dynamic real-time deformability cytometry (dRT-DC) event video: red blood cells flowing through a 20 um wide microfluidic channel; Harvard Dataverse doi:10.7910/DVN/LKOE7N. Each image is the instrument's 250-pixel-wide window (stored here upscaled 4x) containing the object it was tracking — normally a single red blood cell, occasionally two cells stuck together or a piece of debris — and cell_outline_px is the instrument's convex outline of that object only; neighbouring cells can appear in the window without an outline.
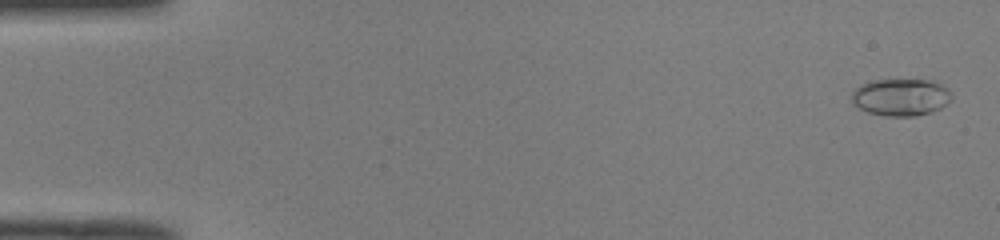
{"species": "common noctule bat (a hibernating species)", "species_latin": "Nyctalus noctula", "temperature_condition": "room temperature", "stored_images_in_passage": 51, "camera_frame_rate_fps": 3000, "um_per_image_px": 0.085, "animal": {"sex": "male", "body_mass_g": 19.0, "forearm_length_mm": 50.8}, "frame": {"image": 1, "passage_image": 2, "time_ms": 0.333, "image_size_px": [1000, 240], "cell_outline_px": [[948, 100], [940, 108], [932, 112], [916, 116], [884, 116], [868, 112], [860, 108], [852, 100], [852, 92], [856, 88], [872, 80], [928, 80], [940, 84], [948, 88]], "centroid_in_image_um": [76.54, 8.27], "position_along_channel_um": 8.5, "area_um2": 21.15}}
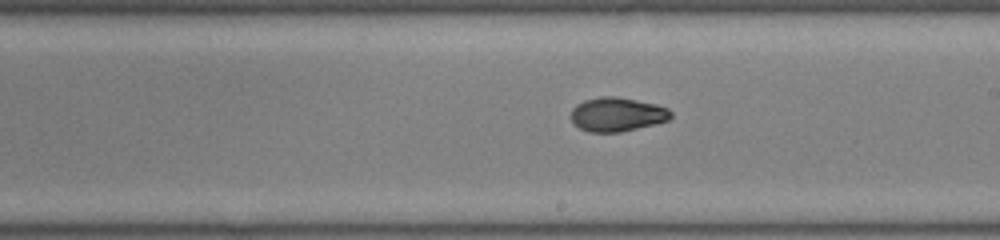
{"frame": {"image": 2, "passage_image": 30, "time_ms": 9.667, "image_size_px": [1000, 240], "cell_outline_px": [[672, 116], [668, 120], [656, 124], [620, 132], [588, 132], [572, 124], [572, 108], [576, 104], [584, 100], [600, 96], [616, 96], [656, 104], [668, 108], [672, 112]], "centroid_in_image_um": [52.45, 9.72], "position_along_channel_um": 236.6, "area_um2": 19.94}}
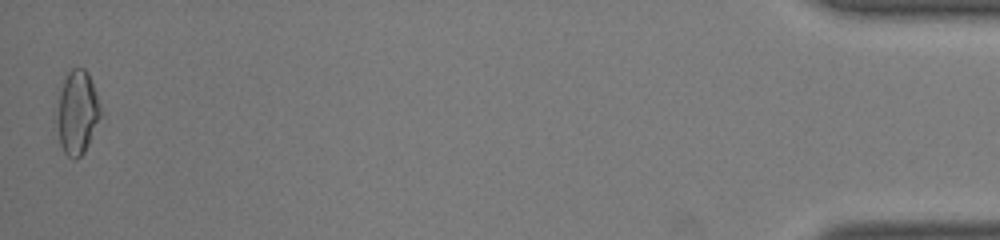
{"frame": {"image": 3, "passage_image": 51, "time_ms": 16.667, "image_size_px": [1000, 240], "cell_outline_px": [[100, 116], [88, 144], [84, 152], [76, 160], [68, 156], [64, 152], [60, 144], [52, 112], [56, 88], [68, 72], [72, 68], [84, 68], [88, 72], [96, 92], [100, 108]], "centroid_in_image_um": [6.44, 9.5], "position_along_channel_um": 428.8, "area_um2": 22.43}, "authors_computed_cell_mechanics": {"area_um2": 19.941, "velocity_mm_per_s": 4.038, "shape_relaxation_time_tau1_ms": 6.9893, "shape_relaxation_time_tau2_ms": 1.666, "deformation_change_tau1": 0.2258, "deformation_change_tau2": 0.0491}}